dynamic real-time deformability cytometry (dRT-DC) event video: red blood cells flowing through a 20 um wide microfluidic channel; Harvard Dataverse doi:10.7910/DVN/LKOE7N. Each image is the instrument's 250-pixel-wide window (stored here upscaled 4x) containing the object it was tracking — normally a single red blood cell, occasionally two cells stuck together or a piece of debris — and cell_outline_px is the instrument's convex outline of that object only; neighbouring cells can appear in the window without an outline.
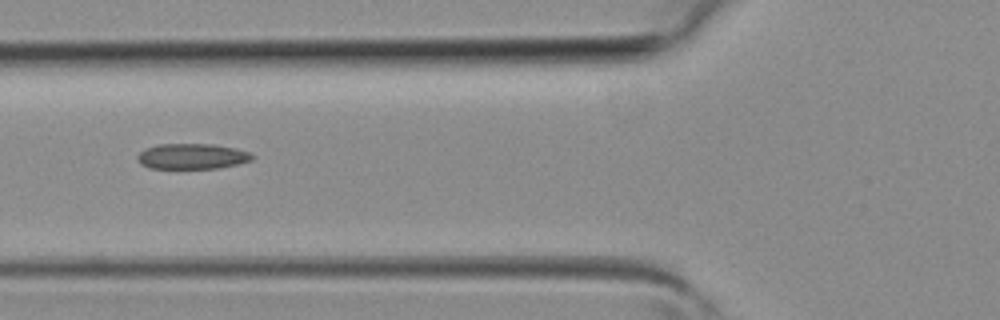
{"species": "common noctule bat (a hibernating species)", "species_latin": "Nyctalus noctula", "temperature_condition": "room temperature", "stored_images_in_passage": 4, "camera_frame_rate_fps": 3000, "um_per_image_px": 0.085, "animal": {"sex": "female", "body_mass_g": 19.3, "forearm_length_mm": 54.1}, "frame": {"image": 1, "passage_image": 4, "time_ms": 1.0, "image_size_px": [1000, 320], "cell_outline_px": [[256, 156], [252, 160], [240, 164], [220, 168], [148, 168], [140, 164], [136, 156], [144, 148], [160, 144], [212, 144], [236, 148], [248, 152]], "centroid_in_image_um": [16.34, 13.29], "position_along_channel_um": 109.5, "area_um2": 17.22}}